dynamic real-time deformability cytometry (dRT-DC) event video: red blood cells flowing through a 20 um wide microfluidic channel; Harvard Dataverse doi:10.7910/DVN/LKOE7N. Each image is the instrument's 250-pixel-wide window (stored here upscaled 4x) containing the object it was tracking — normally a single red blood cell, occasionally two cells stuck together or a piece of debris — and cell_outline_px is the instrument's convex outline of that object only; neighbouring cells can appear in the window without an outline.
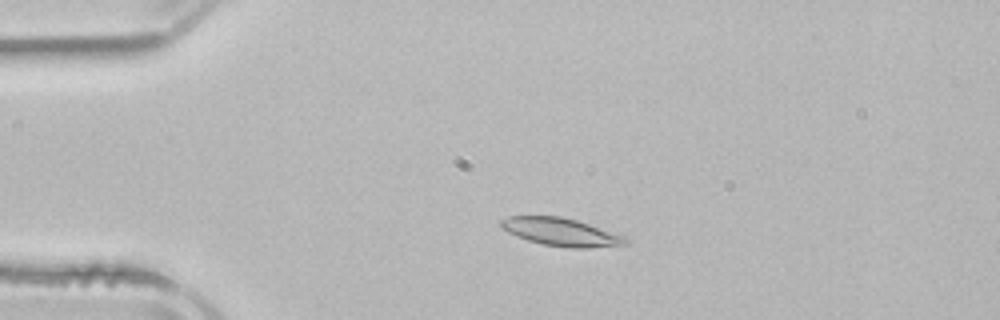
{"species": "common noctule bat (a hibernating species)", "species_latin": "Nyctalus noctula", "temperature_condition": "room temperature", "stored_images_in_passage": 4, "camera_frame_rate_fps": 3000, "um_per_image_px": 0.085, "animal": {"sex": "male", "body_mass_g": 21.5, "forearm_length_mm": 52.0}, "frame": {"image": 1, "passage_image": 3, "time_ms": 3.0, "image_size_px": [1000, 320], "cell_outline_px": [[628, 244], [588, 248], [568, 248], [544, 244], [528, 240], [516, 236], [500, 228], [500, 220], [508, 216], [560, 216], [576, 220], [624, 236], [628, 240]], "centroid_in_image_um": [47.65, 19.72], "position_along_channel_um": 37.4, "area_um2": 20.11}}